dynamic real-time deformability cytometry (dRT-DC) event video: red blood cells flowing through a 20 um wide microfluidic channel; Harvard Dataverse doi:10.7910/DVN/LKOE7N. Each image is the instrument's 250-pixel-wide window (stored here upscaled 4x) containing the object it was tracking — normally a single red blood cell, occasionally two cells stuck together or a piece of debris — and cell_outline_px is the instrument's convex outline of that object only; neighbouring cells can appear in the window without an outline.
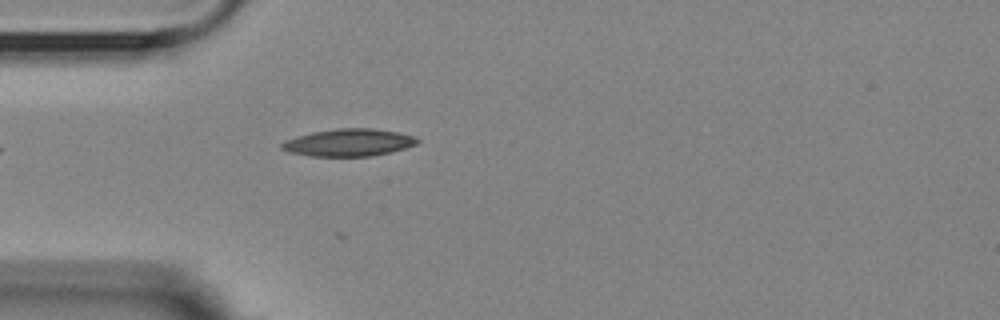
{"species": "Egyptian fruit bat (a non-hibernating species)", "species_latin": "Rousettus aegyptiacus", "temperature_condition": "room temperature", "stored_images_in_passage": 20, "camera_frame_rate_fps": 3000, "um_per_image_px": 0.085, "animal": {"sex": "female"}, "frame": {"image": 1, "passage_image": 2, "time_ms": 0.333, "image_size_px": [1000, 320], "cell_outline_px": [[420, 140], [416, 144], [404, 148], [372, 156], [312, 156], [288, 152], [280, 148], [280, 144], [284, 140], [296, 136], [312, 132], [336, 128], [372, 128], [400, 132], [416, 136]], "centroid_in_image_um": [29.62, 12.1], "position_along_channel_um": 55.4, "area_um2": 21.73}}
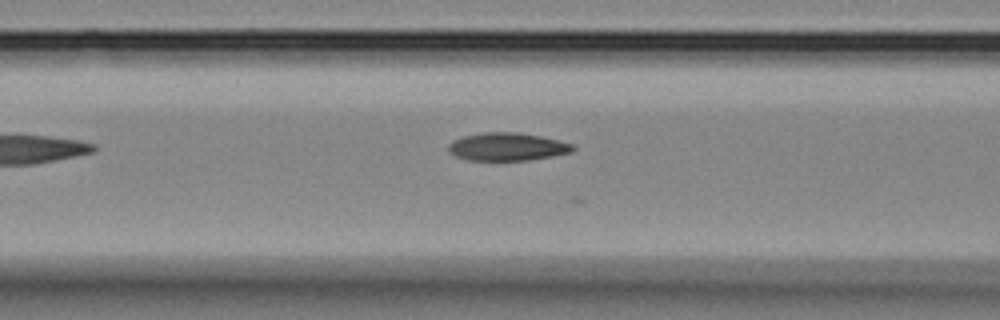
{"frame": {"image": 2, "passage_image": 8, "time_ms": 2.333, "image_size_px": [1000, 320], "cell_outline_px": [[576, 148], [572, 152], [552, 156], [528, 160], [468, 160], [456, 156], [448, 152], [448, 144], [452, 140], [464, 136], [484, 132], [520, 132], [540, 136], [572, 144]], "centroid_in_image_um": [43.09, 12.47], "position_along_channel_um": 123.5, "area_um2": 20.23}}
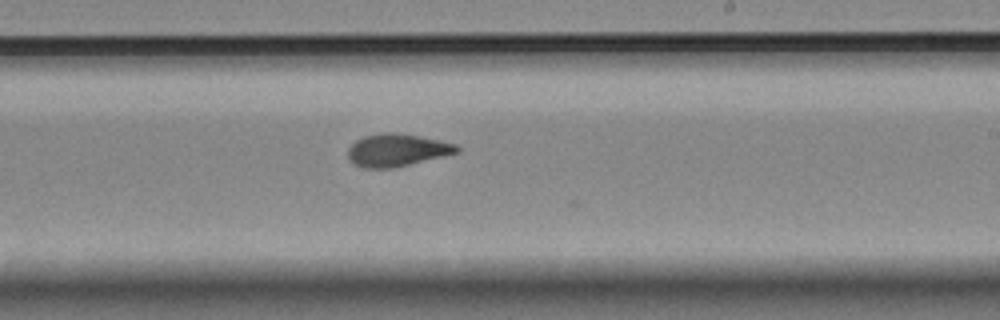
{"frame": {"image": 3, "passage_image": 19, "time_ms": 6.0, "image_size_px": [1000, 320], "cell_outline_px": [[460, 152], [392, 168], [364, 168], [352, 164], [348, 156], [348, 148], [356, 140], [364, 136], [384, 132], [396, 132], [420, 136], [440, 140], [456, 144], [460, 148]], "centroid_in_image_um": [33.73, 12.75], "position_along_channel_um": 255.3, "area_um2": 20.69}}